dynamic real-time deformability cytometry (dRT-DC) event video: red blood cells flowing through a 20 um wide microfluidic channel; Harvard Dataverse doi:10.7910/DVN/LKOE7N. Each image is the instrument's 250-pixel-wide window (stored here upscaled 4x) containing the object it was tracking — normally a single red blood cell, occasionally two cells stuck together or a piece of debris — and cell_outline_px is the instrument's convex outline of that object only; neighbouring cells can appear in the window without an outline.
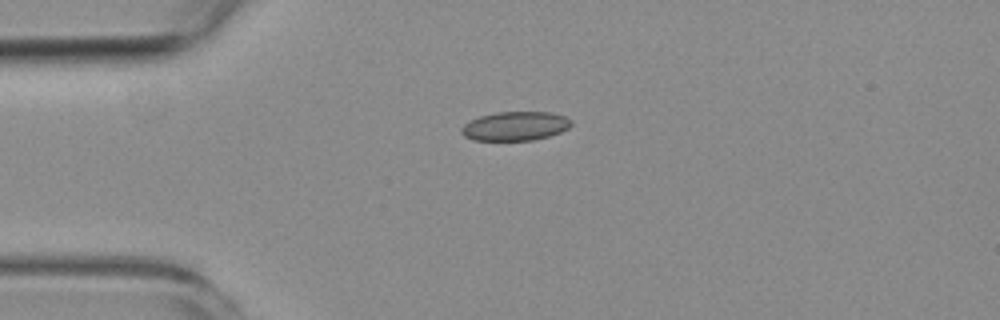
{"species": "common noctule bat (a hibernating species)", "species_latin": "Nyctalus noctula", "temperature_condition": "room temperature", "stored_images_in_passage": 4, "camera_frame_rate_fps": 3000, "um_per_image_px": 0.085, "animal": {"sex": "female", "body_mass_g": 19.3, "forearm_length_mm": 54.1}, "frame": {"image": 1, "passage_image": 4, "time_ms": 4.333, "image_size_px": [1000, 320], "cell_outline_px": [[572, 124], [568, 128], [560, 132], [548, 136], [532, 140], [472, 140], [464, 136], [460, 132], [460, 128], [464, 124], [480, 116], [496, 112], [552, 112], [564, 116], [572, 120]], "centroid_in_image_um": [43.79, 10.71], "position_along_channel_um": 41.2, "area_um2": 18.55}}